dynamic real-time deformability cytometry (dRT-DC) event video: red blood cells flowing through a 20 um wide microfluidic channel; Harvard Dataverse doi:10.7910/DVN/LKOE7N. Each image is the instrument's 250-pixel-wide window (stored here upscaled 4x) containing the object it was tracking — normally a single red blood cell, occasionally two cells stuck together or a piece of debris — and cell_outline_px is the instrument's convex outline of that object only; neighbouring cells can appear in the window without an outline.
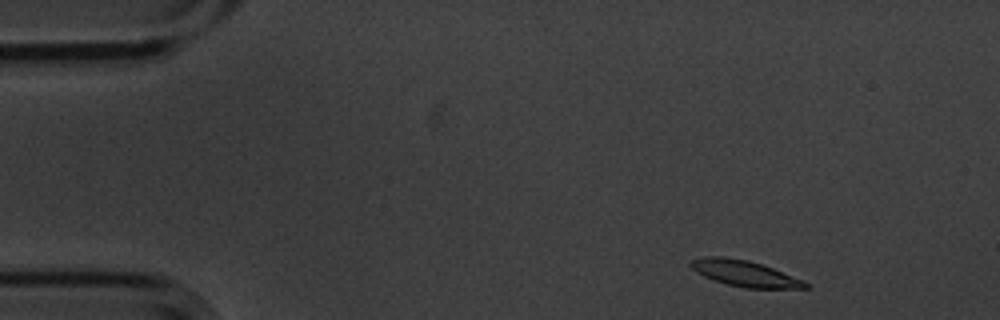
{"species": "common noctule bat (a hibernating species)", "species_latin": "Nyctalus noctula", "temperature_condition": "cold", "stored_images_in_passage": 8, "camera_frame_rate_fps": 3000, "um_per_image_px": 0.085, "animal": {"sex": "male", "body_mass_g": 20.1, "forearm_length_mm": 53.5}, "frame": {"image": 1, "passage_image": 1, "time_ms": 0.0, "image_size_px": [1000, 320], "cell_outline_px": [[812, 288], [744, 288], [728, 284], [704, 276], [696, 272], [688, 264], [692, 260], [704, 256], [724, 256], [748, 260], [772, 268], [804, 280]], "centroid_in_image_um": [63.3, 23.23], "position_along_channel_um": 21.7, "area_um2": 17.22}}
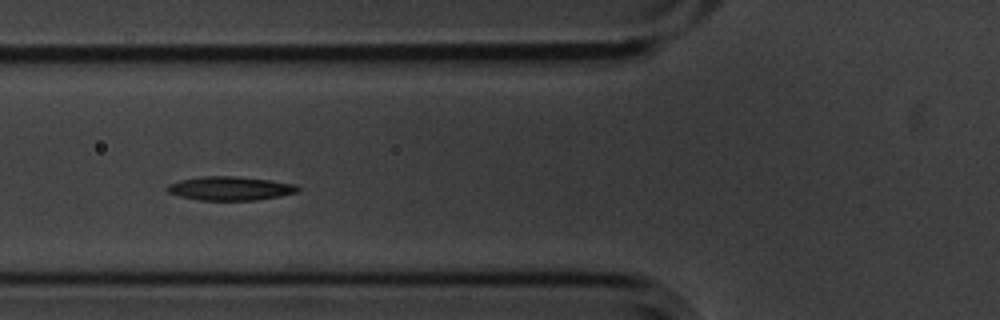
{"frame": {"image": 2, "passage_image": 5, "time_ms": 1.333, "image_size_px": [1000, 320], "cell_outline_px": [[300, 192], [280, 196], [256, 200], [200, 200], [180, 196], [168, 192], [164, 188], [168, 184], [180, 180], [200, 176], [236, 176], [268, 180], [296, 184], [300, 188]], "centroid_in_image_um": [19.57, 16.01], "position_along_channel_um": 106.2, "area_um2": 18.21}}
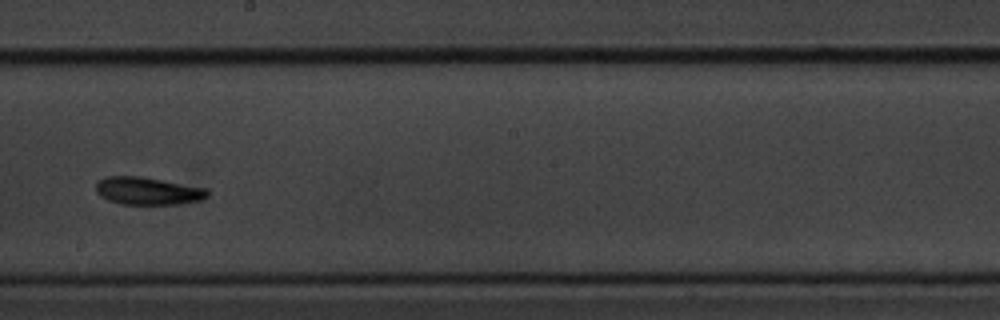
{"frame": {"image": 3, "passage_image": 8, "time_ms": 2.333, "image_size_px": [1000, 320], "cell_outline_px": [[208, 196], [200, 200], [184, 204], [120, 204], [108, 200], [100, 196], [96, 192], [96, 184], [104, 176], [140, 176], [208, 188]], "centroid_in_image_um": [12.57, 16.23], "position_along_channel_um": 235.6, "area_um2": 18.09}}